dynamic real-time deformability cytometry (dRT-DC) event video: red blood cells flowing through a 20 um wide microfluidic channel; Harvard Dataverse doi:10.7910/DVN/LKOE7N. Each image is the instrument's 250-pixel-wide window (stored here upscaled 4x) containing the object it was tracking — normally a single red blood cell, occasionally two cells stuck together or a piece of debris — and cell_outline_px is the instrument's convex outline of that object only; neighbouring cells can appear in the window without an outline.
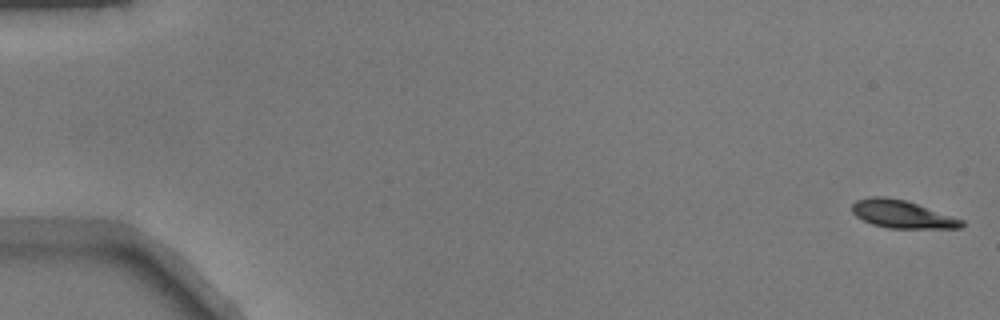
{"species": "common noctule bat (a hibernating species)", "species_latin": "Nyctalus noctula", "temperature_condition": "warm", "stored_images_in_passage": 8, "camera_frame_rate_fps": 3000, "um_per_image_px": 0.085, "animal": {"sex": "male", "body_mass_g": 17.9}, "frame": {"image": 1, "passage_image": 1, "time_ms": 0.0, "image_size_px": [1000, 320], "cell_outline_px": [[964, 224], [960, 228], [888, 228], [872, 224], [856, 216], [852, 212], [852, 204], [856, 200], [872, 196], [884, 196], [904, 200], [964, 220]], "centroid_in_image_um": [76.65, 18.21], "position_along_channel_um": 8.4, "area_um2": 17.51}}